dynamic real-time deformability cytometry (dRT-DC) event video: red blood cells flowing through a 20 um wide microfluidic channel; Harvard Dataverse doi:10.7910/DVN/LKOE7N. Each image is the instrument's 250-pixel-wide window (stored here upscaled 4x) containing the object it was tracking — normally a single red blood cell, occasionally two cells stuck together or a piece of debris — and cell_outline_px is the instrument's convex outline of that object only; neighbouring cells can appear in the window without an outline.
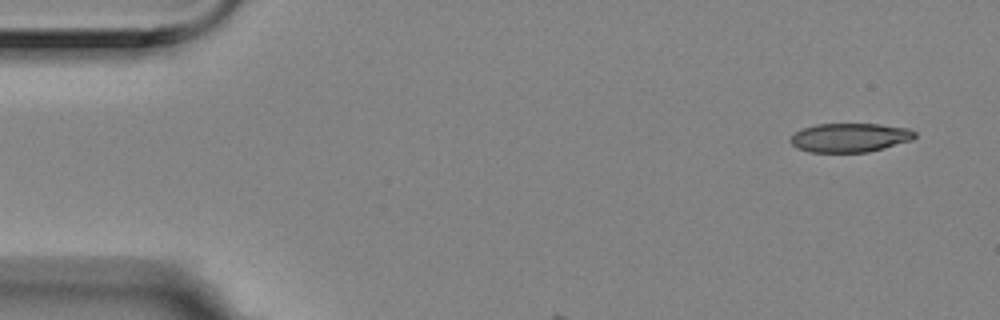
{"species": "Egyptian fruit bat (a non-hibernating species)", "species_latin": "Rousettus aegyptiacus", "temperature_condition": "room temperature", "stored_images_in_passage": 3, "camera_frame_rate_fps": 3000, "um_per_image_px": 0.085, "animal": {"sex": "female"}, "frame": {"image": 1, "passage_image": 1, "time_ms": 0.0, "image_size_px": [1000, 320], "cell_outline_px": [[916, 136], [912, 140], [884, 148], [868, 152], [808, 152], [796, 148], [788, 140], [796, 132], [804, 128], [816, 124], [880, 124], [908, 128], [916, 132]], "centroid_in_image_um": [72.24, 11.7], "position_along_channel_um": 12.8, "area_um2": 21.04}}